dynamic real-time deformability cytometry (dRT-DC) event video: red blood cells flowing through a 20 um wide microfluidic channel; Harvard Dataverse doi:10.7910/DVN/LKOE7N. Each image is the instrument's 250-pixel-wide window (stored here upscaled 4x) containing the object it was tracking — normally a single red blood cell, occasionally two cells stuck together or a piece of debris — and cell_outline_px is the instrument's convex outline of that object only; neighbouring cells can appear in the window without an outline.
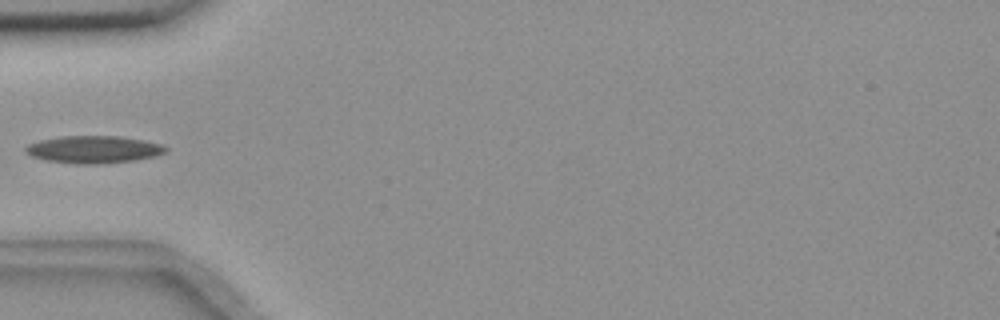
{"species": "common noctule bat (a hibernating species)", "species_latin": "Nyctalus noctula", "temperature_condition": "room temperature", "stored_images_in_passage": 9, "camera_frame_rate_fps": 3000, "um_per_image_px": 0.085, "animal": {"sex": "female", "body_mass_g": 18.4}, "frame": {"image": 1, "passage_image": 3, "time_ms": 0.667, "image_size_px": [1000, 320], "cell_outline_px": [[168, 152], [156, 156], [132, 160], [100, 164], [76, 164], [44, 160], [32, 156], [24, 152], [24, 148], [28, 144], [40, 140], [60, 136], [120, 136], [144, 140], [160, 144], [168, 148]], "centroid_in_image_um": [7.94, 12.7], "position_along_channel_um": 77.1, "area_um2": 22.48}}
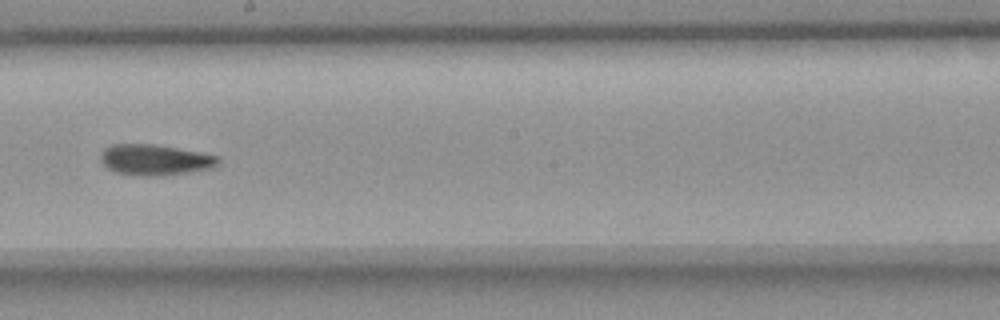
{"frame": {"image": 2, "passage_image": 7, "time_ms": 2.0, "image_size_px": [1000, 320], "cell_outline_px": [[220, 164], [212, 168], [188, 172], [160, 176], [132, 176], [116, 172], [108, 168], [100, 160], [100, 152], [104, 148], [112, 144], [156, 144], [200, 152], [220, 156]], "centroid_in_image_um": [13.17, 13.59], "position_along_channel_um": 235.0, "area_um2": 21.44}}
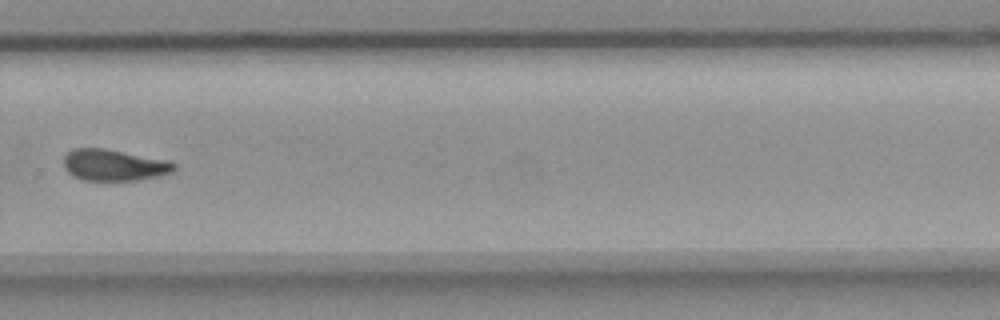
{"frame": {"image": 3, "passage_image": 9, "time_ms": 2.667, "image_size_px": [1000, 320], "cell_outline_px": [[176, 168], [172, 172], [140, 180], [84, 180], [72, 176], [64, 168], [64, 156], [72, 148], [104, 148], [168, 160], [176, 164]], "centroid_in_image_um": [9.67, 14.02], "position_along_channel_um": 320.1, "area_um2": 20.23}}